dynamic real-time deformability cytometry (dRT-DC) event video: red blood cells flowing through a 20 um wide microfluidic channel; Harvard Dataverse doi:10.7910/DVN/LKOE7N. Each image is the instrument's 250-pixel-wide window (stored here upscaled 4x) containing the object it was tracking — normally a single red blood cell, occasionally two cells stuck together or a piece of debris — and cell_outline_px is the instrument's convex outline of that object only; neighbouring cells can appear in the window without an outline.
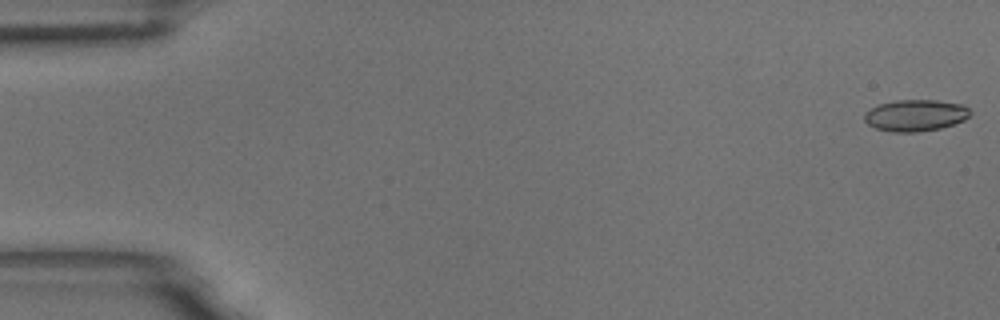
{"species": "common noctule bat (a hibernating species)", "species_latin": "Nyctalus noctula", "temperature_condition": "room temperature", "stored_images_in_passage": 53, "camera_frame_rate_fps": 3000, "um_per_image_px": 0.085, "animal": {"sex": "male", "body_mass_g": 18.8}, "frame": {"image": 1, "passage_image": 1, "time_ms": 0.0, "image_size_px": [1000, 320], "cell_outline_px": [[972, 112], [964, 120], [940, 128], [916, 132], [892, 132], [876, 128], [868, 124], [864, 120], [864, 112], [880, 104], [896, 100], [936, 100], [964, 104]], "centroid_in_image_um": [77.82, 9.8], "position_along_channel_um": 7.2, "area_um2": 19.42}}
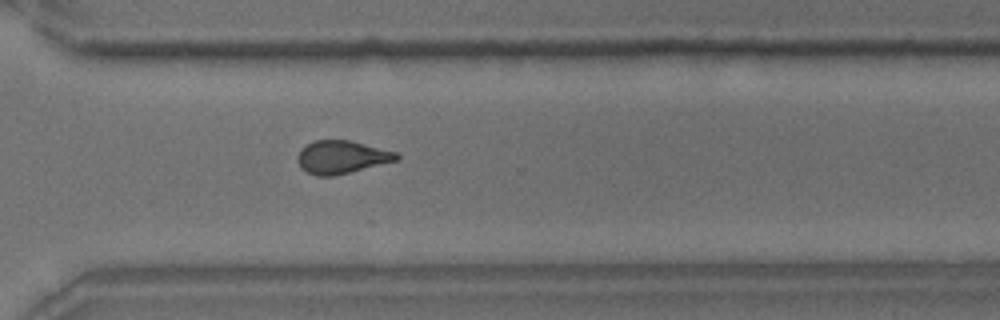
{"frame": {"image": 2, "passage_image": 41, "time_ms": 13.333, "image_size_px": [1000, 320], "cell_outline_px": [[400, 160], [332, 176], [316, 176], [300, 168], [296, 160], [296, 156], [300, 148], [312, 140], [348, 140], [396, 152], [400, 156]], "centroid_in_image_um": [28.99, 13.35], "position_along_channel_um": 341.6, "area_um2": 19.13}}
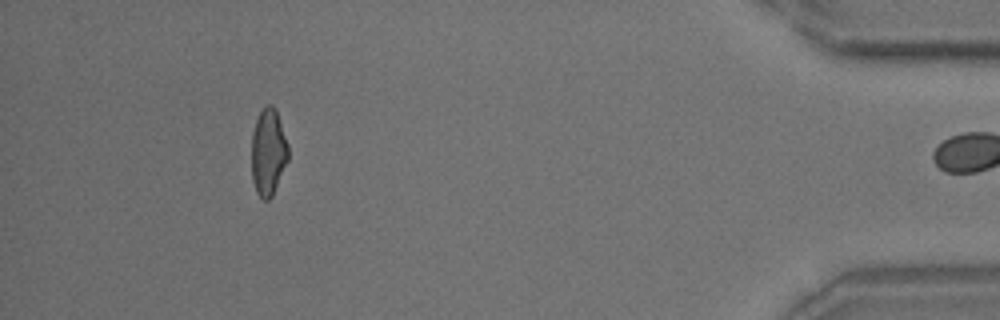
{"frame": {"image": 3, "passage_image": 52, "time_ms": 17.0, "image_size_px": [1000, 320], "cell_outline_px": [[288, 160], [272, 196], [268, 200], [260, 200], [256, 192], [252, 180], [252, 132], [256, 120], [260, 112], [268, 104], [272, 104], [276, 108], [288, 144]], "centroid_in_image_um": [22.8, 12.94], "position_along_channel_um": 412.4, "area_um2": 18.67}, "authors_computed_cell_mechanics": {"area_um2": 19.4208, "velocity_mm_per_s": 3.5796, "shape_relaxation_time_tau1_ms": 10.742, "shape_relaxation_time_tau2_ms": 1.7769, "deformation_change_tau1": 0.1787, "deformation_change_tau2": 0.0891}}